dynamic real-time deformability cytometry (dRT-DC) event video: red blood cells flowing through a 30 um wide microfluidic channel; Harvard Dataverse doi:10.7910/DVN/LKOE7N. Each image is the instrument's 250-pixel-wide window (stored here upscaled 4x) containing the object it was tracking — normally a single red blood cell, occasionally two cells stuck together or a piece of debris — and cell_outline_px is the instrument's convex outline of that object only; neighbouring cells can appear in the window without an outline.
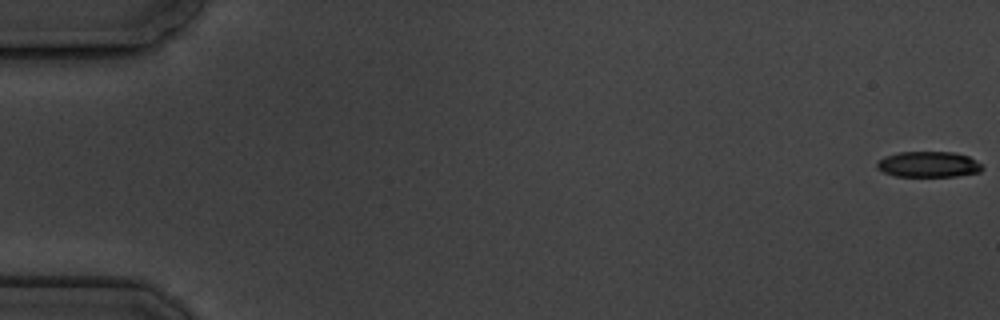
{"species": "common noctule bat (a hibernating species)", "species_latin": "Nyctalus noctula", "temperature_condition": "cold", "stored_images_in_passage": 7, "segment_of_instrument_passage": [2, 2], "camera_frame_rate_fps": 3000, "um_per_image_px": 0.085, "animal": {"sex": "male", "body_mass_g": 19.5, "forearm_length_mm": 54.6}, "frame": {"image": 1, "passage_image": 7, "time_ms": 7.667, "image_size_px": [1000, 320], "cell_outline_px": [[984, 168], [980, 172], [956, 176], [896, 176], [884, 172], [876, 168], [876, 164], [884, 156], [900, 152], [956, 152], [968, 156], [984, 164]], "centroid_in_image_um": [78.97, 13.97], "position_along_channel_um": 6.0, "area_um2": 15.9}}